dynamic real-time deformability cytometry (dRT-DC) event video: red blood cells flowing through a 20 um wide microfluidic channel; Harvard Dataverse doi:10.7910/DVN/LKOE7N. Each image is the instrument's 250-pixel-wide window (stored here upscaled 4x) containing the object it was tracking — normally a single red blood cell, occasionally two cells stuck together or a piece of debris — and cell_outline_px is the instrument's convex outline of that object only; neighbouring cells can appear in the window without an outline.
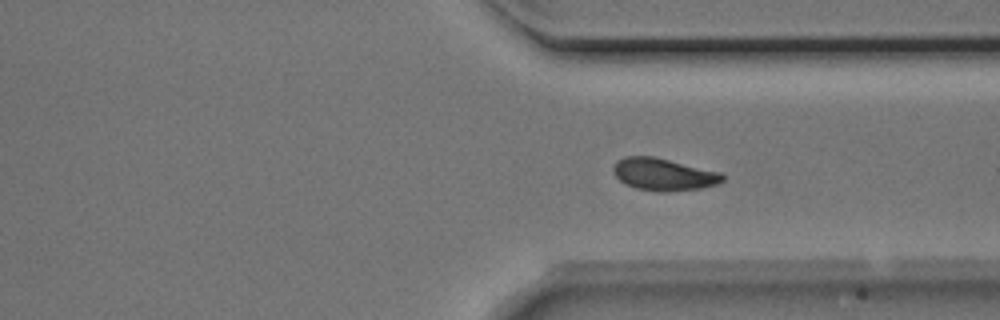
{"species": "Egyptian fruit bat (a non-hibernating species)", "species_latin": "Rousettus aegyptiacus", "temperature_condition": "room temperature", "stored_images_in_passage": 40, "camera_frame_rate_fps": 3000, "um_per_image_px": 0.085, "animal": {"sex": "male"}, "frame": {"image": 1, "passage_image": 40, "time_ms": 13.0, "image_size_px": [1000, 320], "cell_outline_px": [[724, 180], [716, 184], [700, 188], [664, 192], [656, 192], [636, 188], [624, 184], [612, 172], [612, 168], [616, 160], [624, 156], [652, 156], [720, 172], [724, 176]], "centroid_in_image_um": [56.35, 14.82], "position_along_channel_um": 355.1, "area_um2": 20.52}}